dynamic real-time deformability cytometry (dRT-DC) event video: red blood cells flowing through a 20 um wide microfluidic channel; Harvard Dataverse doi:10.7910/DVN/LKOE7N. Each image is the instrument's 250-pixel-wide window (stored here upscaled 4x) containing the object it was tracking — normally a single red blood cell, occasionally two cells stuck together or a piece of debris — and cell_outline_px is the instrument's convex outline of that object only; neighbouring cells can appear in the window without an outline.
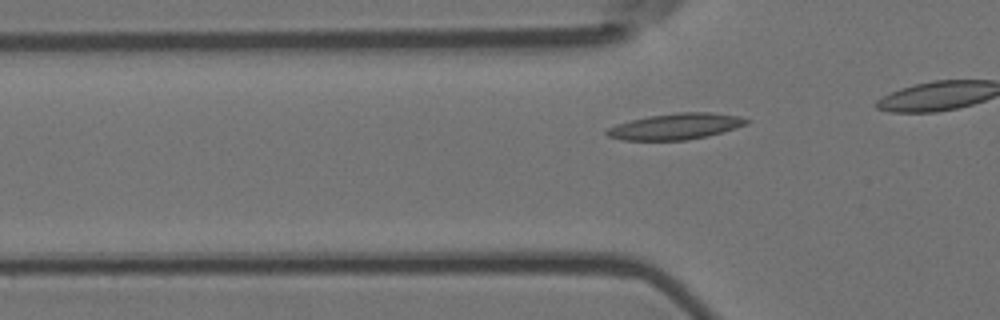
{"species": "Egyptian fruit bat (a non-hibernating species)", "species_latin": "Rousettus aegyptiacus", "temperature_condition": "room temperature", "stored_images_in_passage": 40, "camera_frame_rate_fps": 3000, "um_per_image_px": 0.085, "animal": {"sex": "female"}, "frame": {"image": 1, "passage_image": 14, "time_ms": 4.333, "image_size_px": [1000, 320], "cell_outline_px": [[752, 120], [736, 128], [708, 136], [688, 140], [620, 140], [608, 136], [604, 132], [608, 128], [616, 124], [648, 116], [676, 112], [708, 112], [740, 116]], "centroid_in_image_um": [57.43, 10.74], "position_along_channel_um": 68.4, "area_um2": 21.27}}
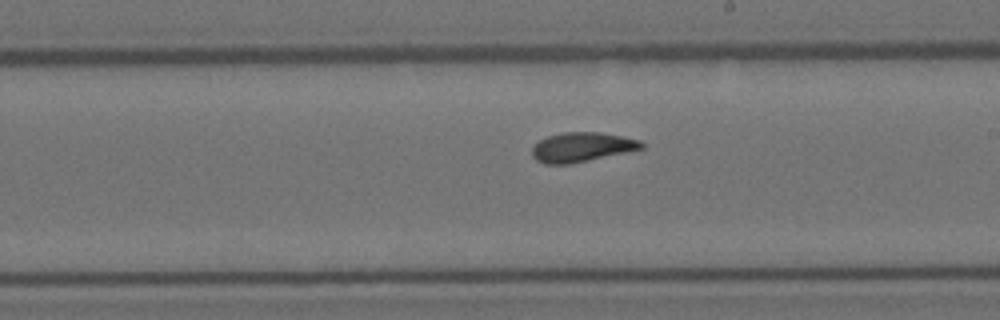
{"frame": {"image": 2, "passage_image": 28, "time_ms": 9.0, "image_size_px": [1000, 320], "cell_outline_px": [[644, 148], [628, 152], [568, 164], [544, 164], [536, 160], [532, 156], [532, 144], [548, 136], [564, 132], [600, 132], [640, 140], [644, 144]], "centroid_in_image_um": [49.43, 12.5], "position_along_channel_um": 239.6, "area_um2": 18.79}}
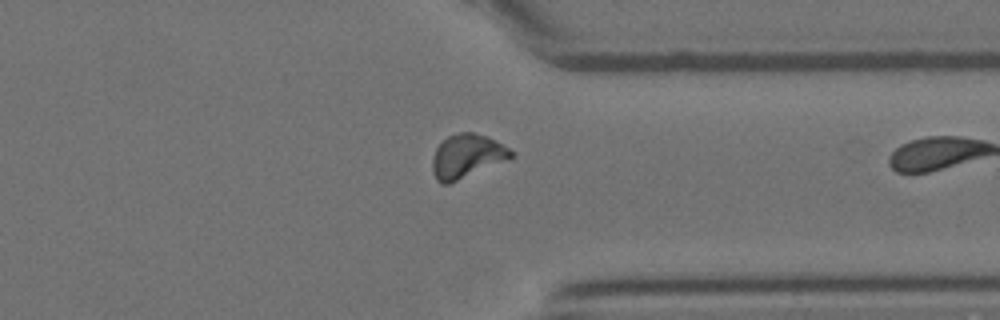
{"frame": {"image": 3, "passage_image": 39, "time_ms": 12.667, "image_size_px": [1000, 320], "cell_outline_px": [[516, 156], [508, 160], [448, 184], [440, 184], [436, 180], [432, 172], [432, 160], [436, 148], [448, 136], [460, 132], [472, 132], [488, 136], [496, 140], [516, 152]], "centroid_in_image_um": [39.72, 13.27], "position_along_channel_um": 371.7, "area_um2": 20.29}}